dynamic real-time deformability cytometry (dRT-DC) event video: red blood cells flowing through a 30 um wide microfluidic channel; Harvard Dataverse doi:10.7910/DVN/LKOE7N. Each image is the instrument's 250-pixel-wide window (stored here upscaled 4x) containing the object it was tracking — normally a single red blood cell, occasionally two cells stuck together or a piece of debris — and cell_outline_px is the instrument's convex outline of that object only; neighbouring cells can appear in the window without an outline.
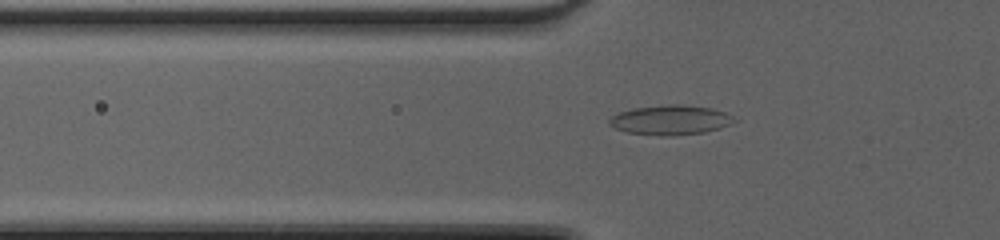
{"species": "common noctule bat (a hibernating species)", "species_latin": "Nyctalus noctula", "temperature_condition": "cold", "stored_images_in_passage": 48, "camera_frame_rate_fps": 3000, "um_per_image_px": 0.085, "animal": {"sex": "female", "body_mass_g": 20.0, "forearm_length_mm": 54.0}, "frame": {"image": 1, "passage_image": 18, "time_ms": 5.667, "image_size_px": [1000, 240], "cell_outline_px": [[740, 120], [720, 128], [704, 132], [668, 136], [660, 136], [628, 132], [616, 128], [608, 124], [608, 120], [612, 116], [620, 112], [632, 108], [668, 104], [680, 104], [712, 108], [724, 112]], "centroid_in_image_um": [57.0, 10.19], "position_along_channel_um": 68.8, "area_um2": 21.62}}
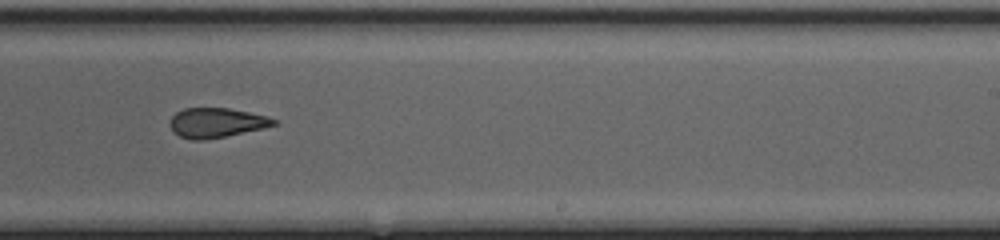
{"frame": {"image": 2, "passage_image": 32, "time_ms": 10.333, "image_size_px": [1000, 240], "cell_outline_px": [[280, 124], [264, 128], [204, 140], [192, 140], [180, 136], [172, 132], [168, 124], [172, 116], [176, 112], [184, 108], [228, 108], [268, 116], [280, 120]], "centroid_in_image_um": [18.41, 10.43], "position_along_channel_um": 270.6, "area_um2": 18.15}}
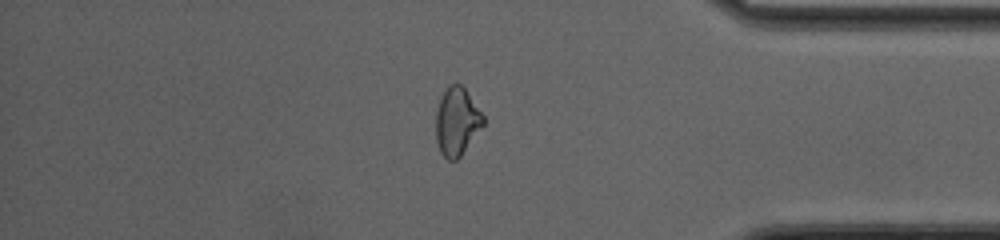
{"frame": {"image": 3, "passage_image": 42, "time_ms": 13.667, "image_size_px": [1000, 240], "cell_outline_px": [[484, 124], [460, 156], [456, 160], [448, 160], [440, 152], [436, 140], [436, 112], [440, 96], [448, 84], [460, 84], [464, 88], [484, 116]], "centroid_in_image_um": [38.81, 10.32], "position_along_channel_um": 396.4, "area_um2": 18.61}}